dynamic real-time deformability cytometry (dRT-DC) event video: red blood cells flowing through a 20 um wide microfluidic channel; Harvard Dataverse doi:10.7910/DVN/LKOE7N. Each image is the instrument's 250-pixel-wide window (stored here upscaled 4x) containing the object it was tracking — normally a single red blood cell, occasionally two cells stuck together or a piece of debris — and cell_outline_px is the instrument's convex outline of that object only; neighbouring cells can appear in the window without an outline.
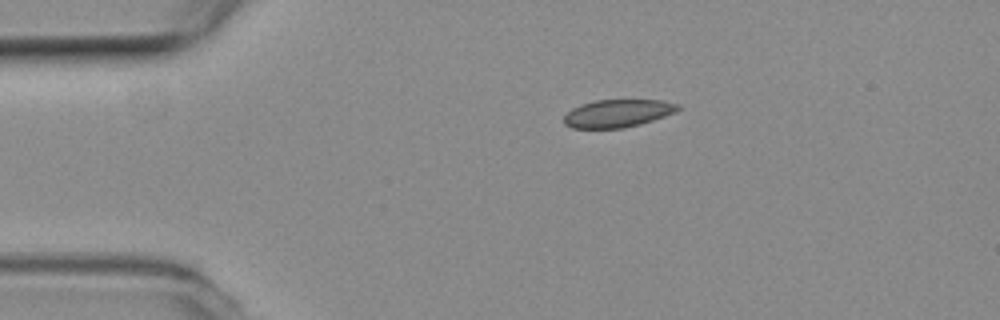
{"species": "common noctule bat (a hibernating species)", "species_latin": "Nyctalus noctula", "temperature_condition": "room temperature", "stored_images_in_passage": 3, "camera_frame_rate_fps": 3000, "um_per_image_px": 0.085, "animal": {"sex": "female", "body_mass_g": 19.3, "forearm_length_mm": 54.1}, "frame": {"image": 1, "passage_image": 1, "time_ms": 0.0, "image_size_px": [1000, 320], "cell_outline_px": [[680, 108], [676, 112], [640, 124], [624, 128], [572, 128], [564, 124], [564, 116], [572, 108], [580, 104], [596, 100], [660, 100], [680, 104]], "centroid_in_image_um": [52.5, 9.63], "position_along_channel_um": 32.5, "area_um2": 18.44}}
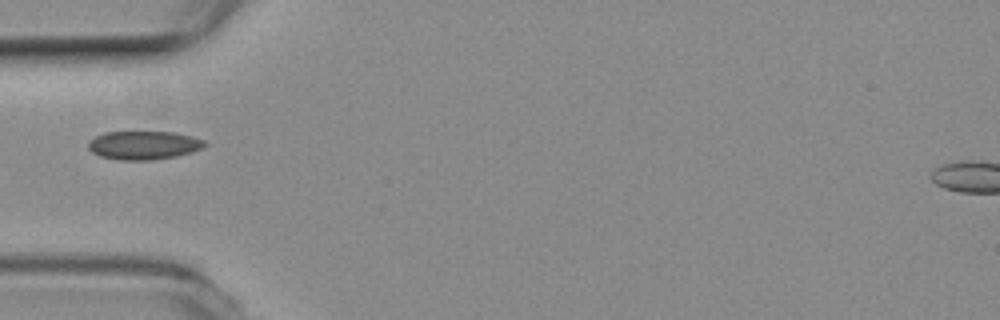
{"frame": {"image": 2, "passage_image": 3, "time_ms": 0.667, "image_size_px": [1000, 320], "cell_outline_px": [[208, 144], [204, 148], [192, 152], [176, 156], [152, 160], [120, 160], [100, 156], [92, 152], [88, 148], [88, 144], [96, 136], [104, 132], [172, 132], [192, 136], [204, 140]], "centroid_in_image_um": [12.25, 12.35], "position_along_channel_um": 72.7, "area_um2": 19.36}}